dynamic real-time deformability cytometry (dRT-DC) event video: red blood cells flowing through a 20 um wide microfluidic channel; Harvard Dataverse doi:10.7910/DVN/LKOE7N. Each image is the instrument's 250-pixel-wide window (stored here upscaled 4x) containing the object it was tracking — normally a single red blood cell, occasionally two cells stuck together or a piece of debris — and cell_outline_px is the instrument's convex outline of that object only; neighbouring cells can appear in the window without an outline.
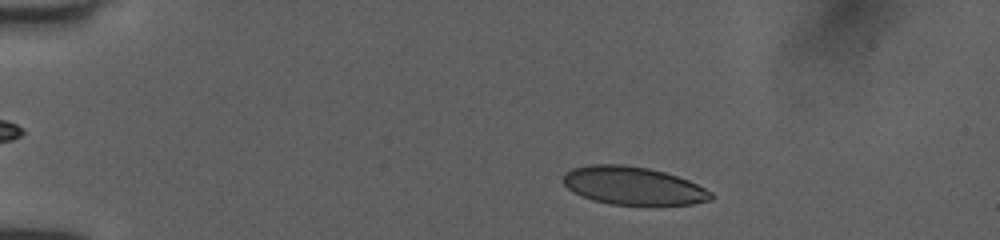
{"species": "human", "species_latin": "Homo sapiens", "temperature_condition": "room temperature", "stored_images_in_passage": 47, "camera_frame_rate_fps": 3000, "um_per_image_px": 0.085, "donor": {"sex": "female"}, "frame": {"image": 1, "passage_image": 6, "time_ms": 1.667, "image_size_px": [1000, 240], "cell_outline_px": [[716, 196], [712, 200], [692, 204], [612, 204], [592, 200], [572, 192], [564, 184], [564, 172], [572, 168], [588, 164], [620, 164], [648, 168], [664, 172], [688, 180], [712, 192]], "centroid_in_image_um": [53.8, 15.78], "position_along_channel_um": 31.2, "area_um2": 32.66}}
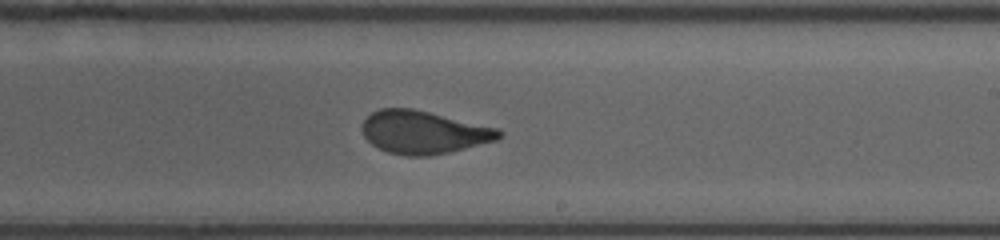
{"frame": {"image": 2, "passage_image": 28, "time_ms": 9.0, "image_size_px": [1000, 240], "cell_outline_px": [[504, 132], [496, 140], [448, 152], [428, 156], [408, 156], [388, 152], [372, 144], [364, 136], [364, 120], [372, 112], [380, 108], [412, 108], [500, 128]], "centroid_in_image_um": [36.03, 11.23], "position_along_channel_um": 253.0, "area_um2": 33.93}}
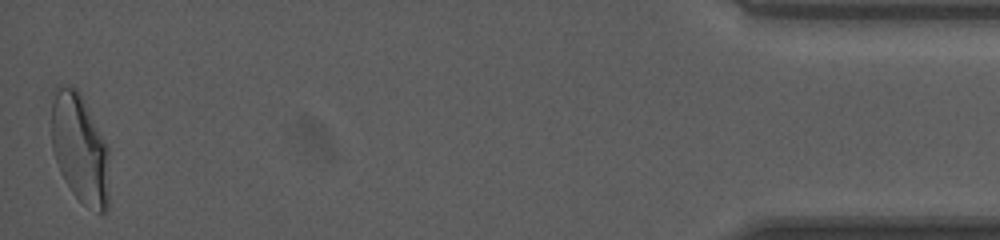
{"frame": {"image": 3, "passage_image": 47, "time_ms": 15.333, "image_size_px": [1000, 240], "cell_outline_px": [[108, 208], [104, 212], [100, 212], [84, 204], [72, 192], [64, 180], [60, 172], [52, 148], [52, 100], [56, 88], [76, 88], [80, 92], [108, 148]], "centroid_in_image_um": [6.79, 12.66], "position_along_channel_um": 428.4, "area_um2": 36.18}, "authors_computed_cell_mechanics": {"area_um2": 34.5644, "velocity_mm_per_s": 4.0466, "shape_relaxation_time_tau1_ms": 7.341, "shape_relaxation_time_tau2_ms": 0.7196, "deformation_change_tau1": 0.1993, "deformation_change_tau2": 0.0545}}